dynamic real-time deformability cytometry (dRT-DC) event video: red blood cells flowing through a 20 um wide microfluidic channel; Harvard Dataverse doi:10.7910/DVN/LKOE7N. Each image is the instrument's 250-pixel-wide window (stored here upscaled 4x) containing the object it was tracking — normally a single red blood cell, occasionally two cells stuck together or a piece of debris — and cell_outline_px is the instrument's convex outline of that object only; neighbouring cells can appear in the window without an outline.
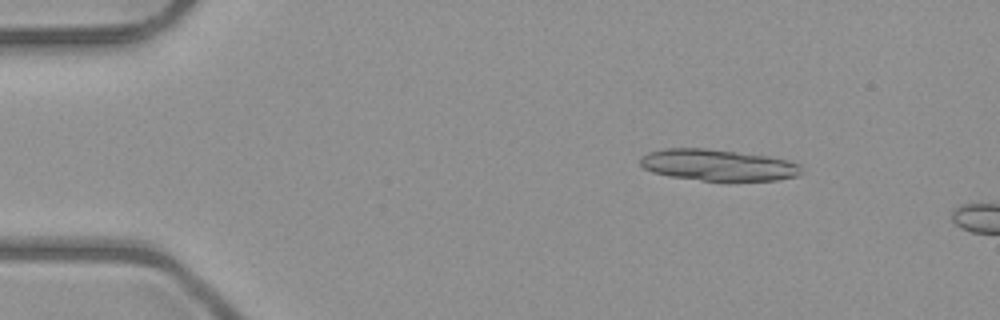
{"species": "common noctule bat (a hibernating species)", "species_latin": "Nyctalus noctula", "temperature_condition": "room temperature", "stored_images_in_passage": 10, "camera_frame_rate_fps": 3000, "um_per_image_px": 0.085, "animal": {"sex": "male", "body_mass_g": 23.1, "forearm_length_mm": 52.7}, "frame": {"image": 1, "passage_image": 7, "time_ms": 2.0, "image_size_px": [1000, 320], "cell_outline_px": [[804, 172], [796, 176], [776, 180], [728, 184], [724, 184], [668, 176], [652, 172], [644, 168], [640, 164], [640, 156], [648, 152], [664, 148], [708, 148], [768, 156], [788, 160], [800, 164]], "centroid_in_image_um": [61.05, 14.07], "position_along_channel_um": 23.9, "area_um2": 30.87}}